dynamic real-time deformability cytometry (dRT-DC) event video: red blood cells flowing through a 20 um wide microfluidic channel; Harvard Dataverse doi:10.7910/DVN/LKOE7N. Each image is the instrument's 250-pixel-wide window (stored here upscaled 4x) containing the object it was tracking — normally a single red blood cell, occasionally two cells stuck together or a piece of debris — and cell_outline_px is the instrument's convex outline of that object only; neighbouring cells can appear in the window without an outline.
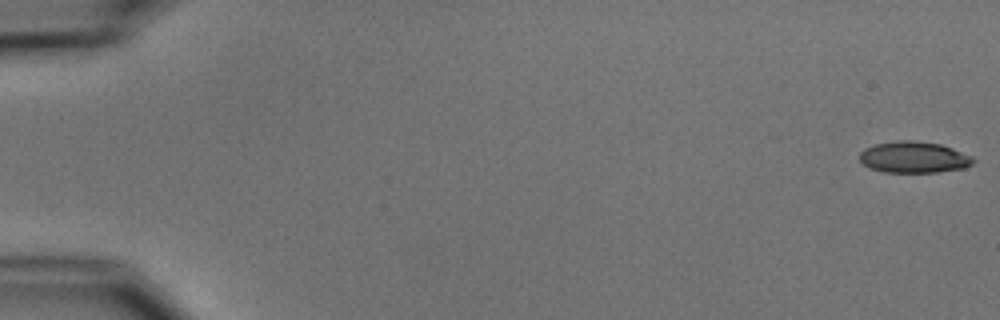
{"species": "common noctule bat (a hibernating species)", "species_latin": "Nyctalus noctula", "temperature_condition": "cold", "stored_images_in_passage": 6, "camera_frame_rate_fps": 3000, "um_per_image_px": 0.085, "animal": {"sex": "male", "body_mass_g": 15.6}, "frame": {"image": 1, "passage_image": 1, "time_ms": 0.0, "image_size_px": [1000, 320], "cell_outline_px": [[976, 160], [972, 164], [964, 168], [936, 172], [884, 172], [868, 168], [860, 160], [860, 152], [864, 148], [876, 144], [896, 140], [912, 140], [940, 144], [952, 148], [972, 156]], "centroid_in_image_um": [77.67, 13.36], "position_along_channel_um": 7.3, "area_um2": 20.81}}
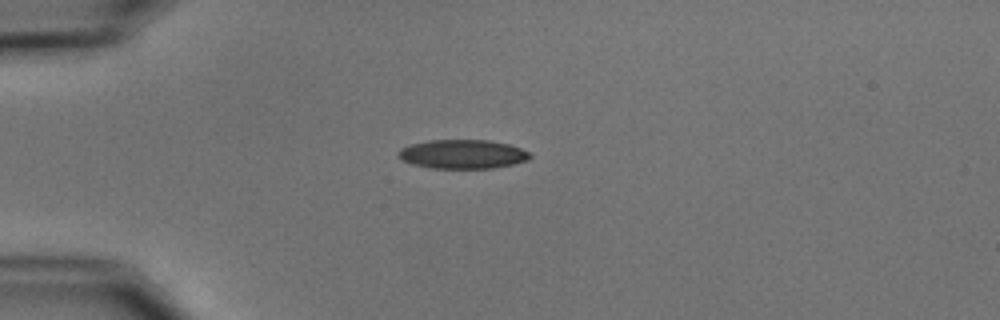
{"frame": {"image": 2, "passage_image": 5, "time_ms": 4.667, "image_size_px": [1000, 320], "cell_outline_px": [[532, 156], [528, 160], [512, 164], [492, 168], [432, 168], [412, 164], [396, 156], [396, 152], [400, 148], [412, 144], [428, 140], [488, 140], [508, 144], [520, 148], [528, 152]], "centroid_in_image_um": [39.29, 13.1], "position_along_channel_um": 45.7, "area_um2": 22.2}}